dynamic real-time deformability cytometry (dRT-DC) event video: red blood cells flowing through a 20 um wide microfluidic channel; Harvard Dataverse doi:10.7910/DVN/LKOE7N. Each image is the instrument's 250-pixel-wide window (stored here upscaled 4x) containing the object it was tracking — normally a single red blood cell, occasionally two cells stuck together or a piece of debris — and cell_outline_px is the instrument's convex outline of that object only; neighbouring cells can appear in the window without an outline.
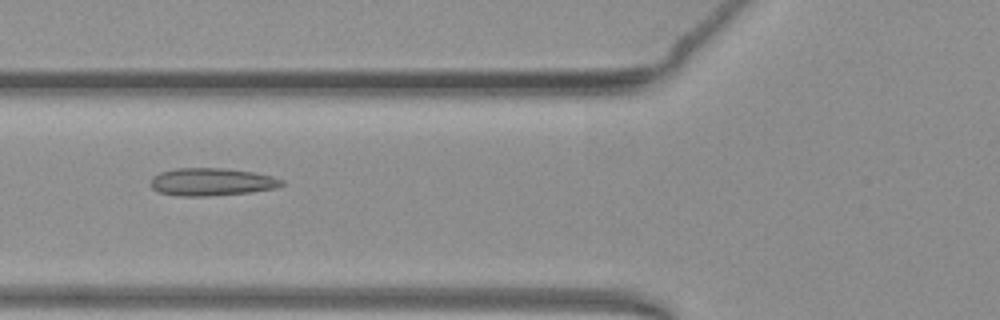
{"species": "common noctule bat (a hibernating species)", "species_latin": "Nyctalus noctula", "temperature_condition": "warm", "stored_images_in_passage": 41, "camera_frame_rate_fps": 3000, "um_per_image_px": 0.085, "animal": {"sex": "female", "body_mass_g": 19.3, "forearm_length_mm": 54.1}, "frame": {"image": 1, "passage_image": 9, "time_ms": 2.667, "image_size_px": [1000, 320], "cell_outline_px": [[284, 184], [276, 188], [252, 192], [208, 196], [176, 196], [160, 192], [152, 188], [152, 176], [160, 172], [176, 168], [224, 168], [256, 172], [272, 176], [284, 180]], "centroid_in_image_um": [18.02, 15.46], "position_along_channel_um": 107.8, "area_um2": 21.27}}
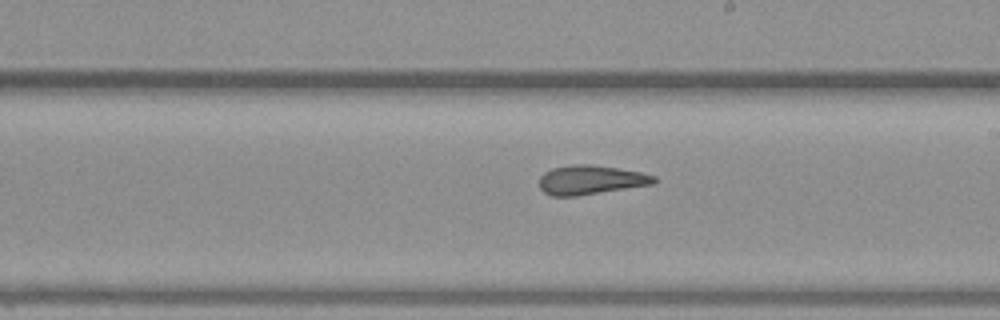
{"frame": {"image": 2, "passage_image": 19, "time_ms": 6.0, "image_size_px": [1000, 320], "cell_outline_px": [[656, 184], [576, 196], [552, 196], [544, 192], [540, 188], [540, 176], [544, 172], [552, 168], [576, 164], [592, 164], [640, 172], [656, 176]], "centroid_in_image_um": [50.22, 15.29], "position_along_channel_um": 238.8, "area_um2": 19.54}}
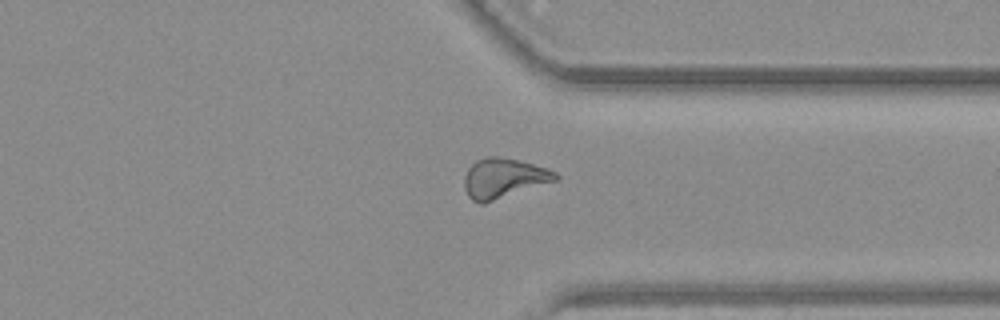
{"frame": {"image": 3, "passage_image": 29, "time_ms": 9.333, "image_size_px": [1000, 320], "cell_outline_px": [[560, 176], [556, 180], [484, 204], [480, 204], [472, 200], [468, 196], [464, 188], [464, 176], [468, 168], [476, 160], [488, 156], [500, 156], [520, 160], [548, 168], [556, 172]], "centroid_in_image_um": [42.79, 15.14], "position_along_channel_um": 368.6, "area_um2": 21.33}, "authors_computed_cell_mechanics": {"area_um2": 20.3456, "velocity_mm_per_s": 3.9219, "shape_relaxation_time_tau1_ms": null, "shape_relaxation_time_tau2_ms": 1.7333, "deformation_change_tau1": null, "deformation_change_tau2": 0.0903}}